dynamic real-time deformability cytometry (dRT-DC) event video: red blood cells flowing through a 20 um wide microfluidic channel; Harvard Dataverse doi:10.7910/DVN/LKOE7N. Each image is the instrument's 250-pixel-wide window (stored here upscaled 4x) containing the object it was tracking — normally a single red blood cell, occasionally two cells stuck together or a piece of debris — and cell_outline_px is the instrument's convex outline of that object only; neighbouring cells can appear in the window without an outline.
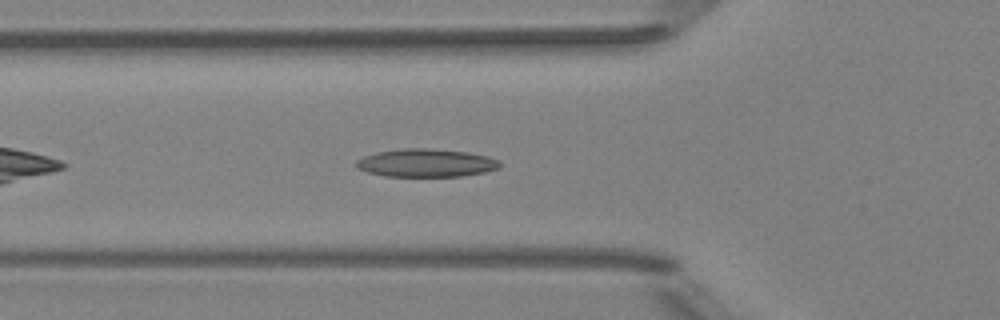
{"species": "Egyptian fruit bat (a non-hibernating species)", "species_latin": "Rousettus aegyptiacus", "temperature_condition": "room temperature", "stored_images_in_passage": 41, "camera_frame_rate_fps": 3000, "um_per_image_px": 0.085, "animal": {"sex": "female"}, "frame": {"image": 1, "passage_image": 7, "time_ms": 2.0, "image_size_px": [1000, 320], "cell_outline_px": [[500, 168], [484, 172], [460, 176], [384, 176], [368, 172], [356, 168], [356, 160], [364, 156], [376, 152], [400, 148], [428, 148], [468, 152], [488, 156], [500, 160]], "centroid_in_image_um": [36.21, 13.84], "position_along_channel_um": 89.6, "area_um2": 23.58}}
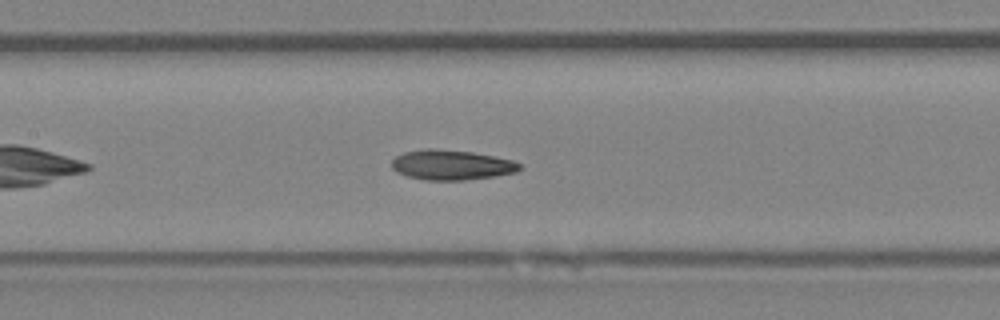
{"frame": {"image": 2, "passage_image": 13, "time_ms": 4.0, "image_size_px": [1000, 320], "cell_outline_px": [[520, 168], [516, 172], [496, 176], [464, 180], [428, 180], [408, 176], [396, 172], [392, 168], [392, 160], [396, 156], [404, 152], [428, 148], [436, 148], [472, 152], [512, 160], [520, 164]], "centroid_in_image_um": [38.35, 14.01], "position_along_channel_um": 169.0, "area_um2": 22.25}}
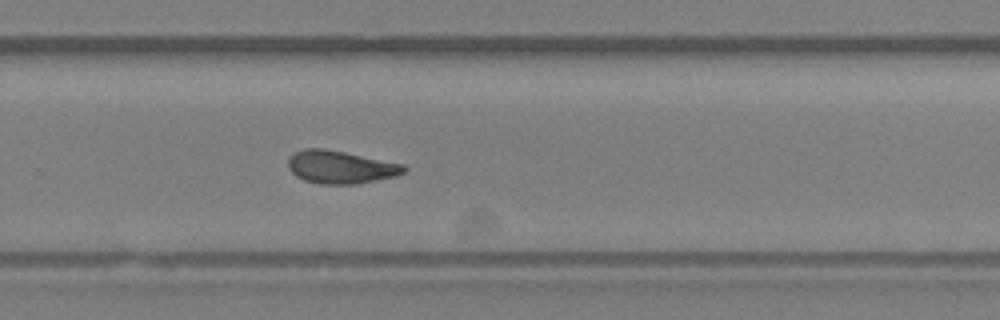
{"frame": {"image": 3, "passage_image": 23, "time_ms": 7.333, "image_size_px": [1000, 320], "cell_outline_px": [[408, 168], [404, 172], [396, 176], [356, 184], [320, 184], [304, 180], [296, 176], [288, 168], [288, 156], [304, 148], [324, 148], [404, 164]], "centroid_in_image_um": [28.93, 14.2], "position_along_channel_um": 300.9, "area_um2": 22.2}, "authors_computed_cell_mechanics": {"area_um2": 22.1952, "velocity_mm_per_s": 3.9717, "shape_relaxation_time_tau1_ms": 7.5476, "shape_relaxation_time_tau2_ms": 4.9653, "deformation_change_tau1": 0.1944, "deformation_change_tau2": 0.1127}}